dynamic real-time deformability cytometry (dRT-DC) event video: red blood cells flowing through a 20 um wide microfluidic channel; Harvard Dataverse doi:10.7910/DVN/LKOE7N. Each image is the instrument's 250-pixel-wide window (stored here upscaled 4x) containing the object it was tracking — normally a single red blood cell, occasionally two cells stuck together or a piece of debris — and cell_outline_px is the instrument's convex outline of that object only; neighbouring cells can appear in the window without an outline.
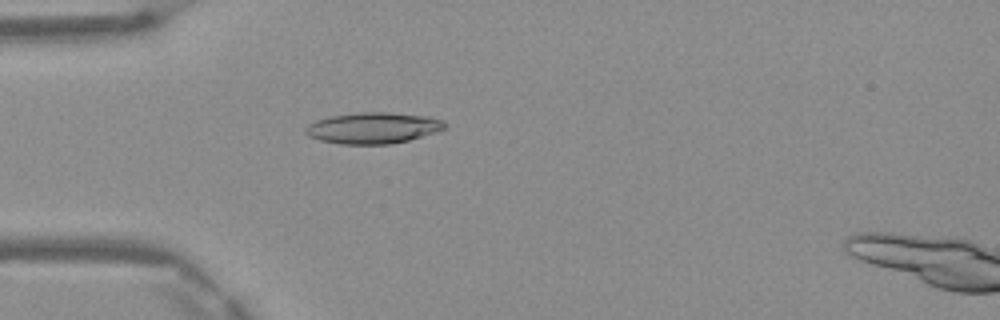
{"species": "Egyptian fruit bat (a non-hibernating species)", "species_latin": "Rousettus aegyptiacus", "temperature_condition": "warm", "stored_images_in_passage": 41, "camera_frame_rate_fps": 3000, "um_per_image_px": 0.085, "frame": {"image": 1, "passage_image": 7, "time_ms": 2.0, "image_size_px": [1000, 320], "cell_outline_px": [[448, 128], [436, 132], [408, 140], [388, 144], [340, 144], [320, 140], [308, 136], [304, 132], [304, 128], [308, 124], [316, 120], [332, 116], [356, 112], [388, 112], [432, 116], [444, 120], [448, 124]], "centroid_in_image_um": [31.75, 10.86], "position_along_channel_um": 53.3, "area_um2": 25.61}}
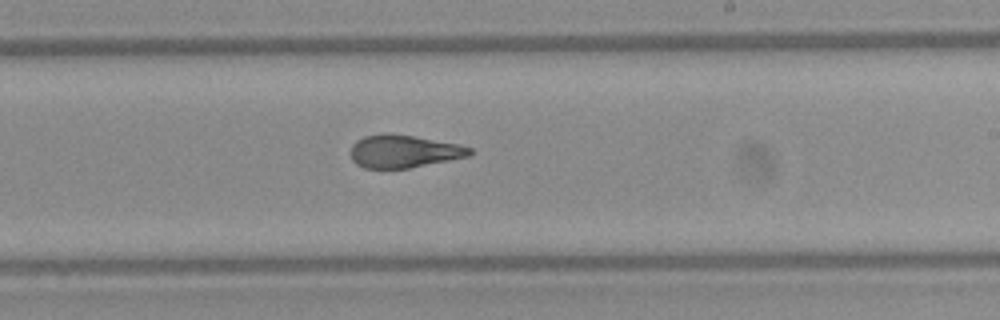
{"frame": {"image": 2, "passage_image": 22, "time_ms": 7.0, "image_size_px": [1000, 320], "cell_outline_px": [[472, 152], [468, 156], [408, 168], [364, 168], [356, 164], [352, 160], [352, 144], [356, 140], [364, 136], [412, 136], [456, 144], [472, 148]], "centroid_in_image_um": [34.31, 12.9], "position_along_channel_um": 254.7, "area_um2": 21.73}}
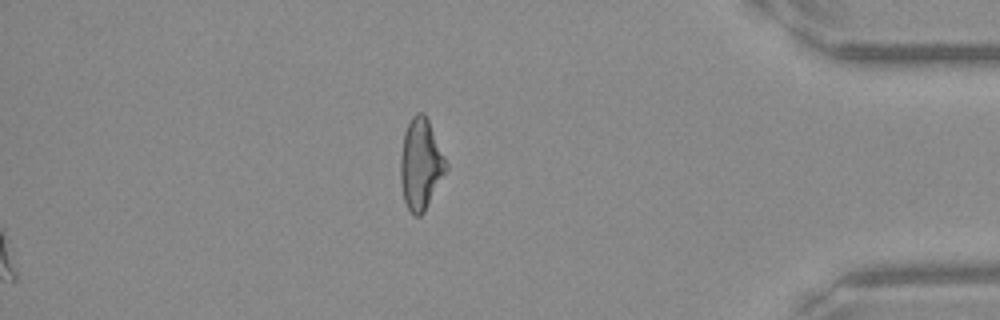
{"frame": {"image": 3, "passage_image": 35, "time_ms": 11.333, "image_size_px": [1000, 320], "cell_outline_px": [[448, 168], [424, 212], [420, 216], [416, 216], [408, 208], [404, 200], [400, 184], [400, 156], [404, 132], [412, 116], [416, 112], [424, 112], [428, 120], [448, 164]], "centroid_in_image_um": [35.75, 13.95], "position_along_channel_um": 399.5, "area_um2": 24.1}, "authors_computed_cell_mechanics": {"area_um2": 24.1026, "velocity_mm_per_s": 4.1764, "shape_relaxation_time_tau1_ms": 9.3922, "shape_relaxation_time_tau2_ms": 1.2412, "deformation_change_tau1": 0.2608, "deformation_change_tau2": 0.0839}}